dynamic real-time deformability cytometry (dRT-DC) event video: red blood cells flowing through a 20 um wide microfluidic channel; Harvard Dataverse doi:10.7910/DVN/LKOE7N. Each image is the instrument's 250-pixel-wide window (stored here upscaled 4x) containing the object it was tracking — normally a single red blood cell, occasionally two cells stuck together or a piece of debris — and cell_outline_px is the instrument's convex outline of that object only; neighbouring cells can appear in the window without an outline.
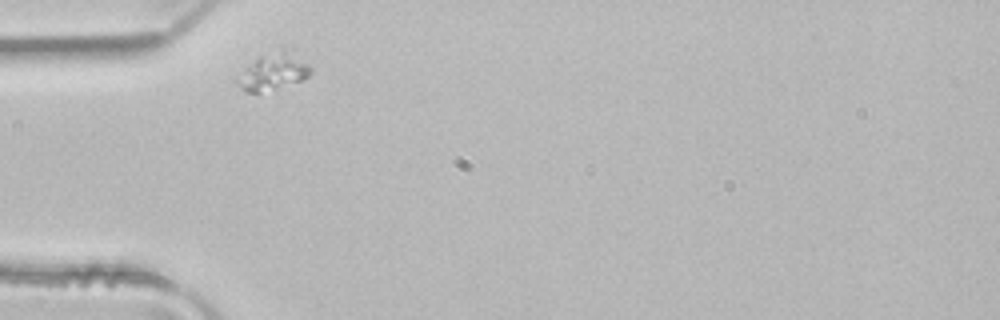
{"species": "common noctule bat (a hibernating species)", "species_latin": "Nyctalus noctula", "temperature_condition": "room temperature", "stored_images_in_passage": 5, "camera_frame_rate_fps": 3000, "um_per_image_px": 0.085, "animal": {"sex": "male", "body_mass_g": 21.5, "forearm_length_mm": 52.0}, "frame": {"image": 1, "passage_image": 4, "time_ms": 1.0, "image_size_px": [1000, 320], "cell_outline_px": [[312, 72], [308, 76], [300, 80], [260, 92], [244, 92], [232, 80], [256, 60], [280, 48], [284, 48], [308, 64], [312, 68]], "centroid_in_image_um": [23.18, 6.11], "position_along_channel_um": 61.8, "area_um2": 15.09}}
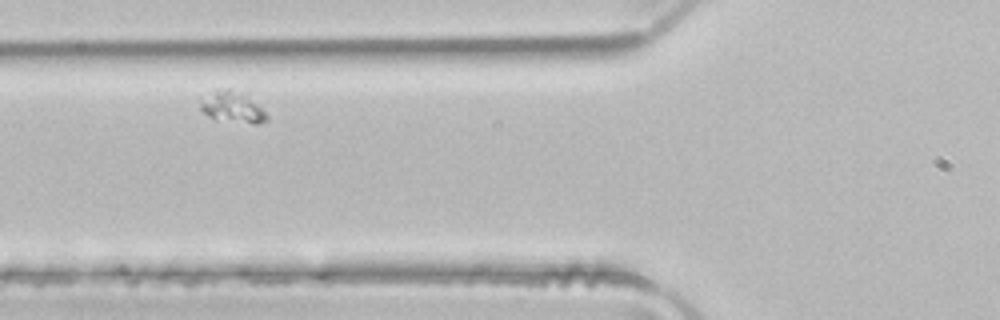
{"frame": {"image": 2, "passage_image": 5, "time_ms": 1.333, "image_size_px": [1000, 320], "cell_outline_px": [[268, 120], [260, 124], [256, 124], [212, 120], [200, 108], [196, 96], [216, 88], [248, 88], [268, 116]], "centroid_in_image_um": [19.74, 9.0], "position_along_channel_um": 106.1, "area_um2": 13.87}}